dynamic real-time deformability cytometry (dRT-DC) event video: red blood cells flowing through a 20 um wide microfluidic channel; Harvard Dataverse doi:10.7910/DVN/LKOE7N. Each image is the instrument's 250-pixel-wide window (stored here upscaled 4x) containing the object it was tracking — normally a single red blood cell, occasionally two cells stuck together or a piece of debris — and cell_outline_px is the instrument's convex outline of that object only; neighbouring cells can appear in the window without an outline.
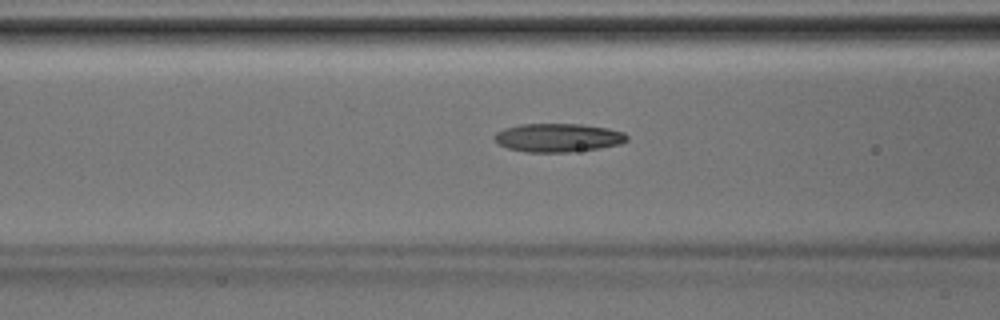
{"species": "Egyptian fruit bat (a non-hibernating species)", "species_latin": "Rousettus aegyptiacus", "temperature_condition": "room temperature", "stored_images_in_passage": 38, "camera_frame_rate_fps": 3000, "um_per_image_px": 0.085, "animal": {"sex": "male"}, "frame": {"image": 1, "passage_image": 14, "time_ms": 4.333, "image_size_px": [1000, 320], "cell_outline_px": [[628, 140], [620, 144], [600, 148], [572, 152], [528, 152], [508, 148], [500, 144], [492, 136], [496, 132], [504, 128], [520, 124], [580, 124], [608, 128], [624, 132], [628, 136]], "centroid_in_image_um": [47.45, 11.7], "position_along_channel_um": 119.1, "area_um2": 22.08}}
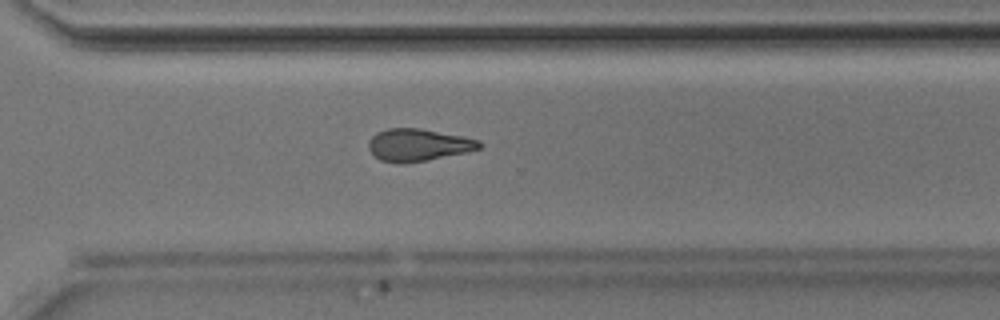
{"frame": {"image": 2, "passage_image": 27, "time_ms": 8.667, "image_size_px": [1000, 320], "cell_outline_px": [[484, 144], [480, 148], [464, 152], [424, 160], [380, 160], [368, 148], [368, 140], [376, 132], [388, 128], [420, 128], [480, 140]], "centroid_in_image_um": [35.55, 12.26], "position_along_channel_um": 335.0, "area_um2": 19.94}}
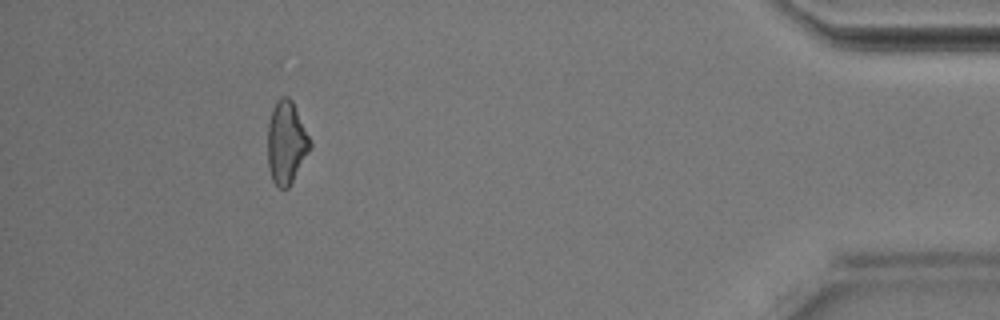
{"frame": {"image": 3, "passage_image": 35, "time_ms": 11.333, "image_size_px": [1000, 320], "cell_outline_px": [[312, 144], [308, 152], [288, 188], [280, 188], [272, 180], [268, 168], [268, 124], [272, 108], [276, 100], [280, 96], [288, 96], [292, 100]], "centroid_in_image_um": [24.31, 12.09], "position_along_channel_um": 410.9, "area_um2": 20.17}}